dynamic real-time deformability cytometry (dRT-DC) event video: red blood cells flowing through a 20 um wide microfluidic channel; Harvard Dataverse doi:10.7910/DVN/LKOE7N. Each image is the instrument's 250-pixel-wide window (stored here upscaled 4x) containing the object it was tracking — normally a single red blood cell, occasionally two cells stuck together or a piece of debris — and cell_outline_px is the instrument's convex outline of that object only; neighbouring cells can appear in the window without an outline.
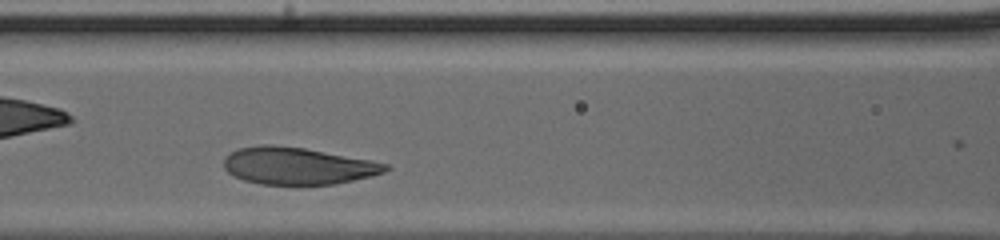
{"species": "human", "species_latin": "Homo sapiens", "temperature_condition": "cold", "stored_images_in_passage": 23, "camera_frame_rate_fps": 3000, "um_per_image_px": 0.085, "donor": {"sex": "male"}, "frame": {"image": 1, "passage_image": 6, "time_ms": 1.667, "image_size_px": [1000, 240], "cell_outline_px": [[392, 168], [384, 172], [372, 176], [332, 184], [296, 188], [260, 184], [244, 180], [228, 172], [224, 168], [224, 156], [236, 148], [260, 144], [272, 144], [304, 148], [368, 160], [388, 164]], "centroid_in_image_um": [25.25, 14.13], "position_along_channel_um": 141.4, "area_um2": 35.84}}
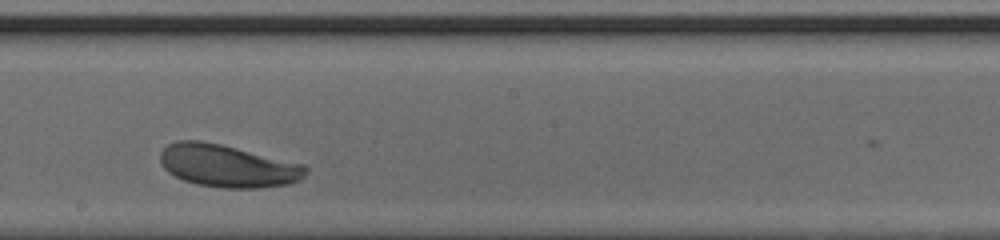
{"frame": {"image": 2, "passage_image": 12, "time_ms": 3.667, "image_size_px": [1000, 240], "cell_outline_px": [[308, 172], [300, 180], [288, 184], [260, 188], [224, 188], [196, 184], [184, 180], [168, 172], [160, 164], [160, 152], [168, 144], [176, 140], [200, 140], [220, 144], [304, 164], [308, 168]], "centroid_in_image_um": [19.34, 14.1], "position_along_channel_um": 228.9, "area_um2": 36.13}}
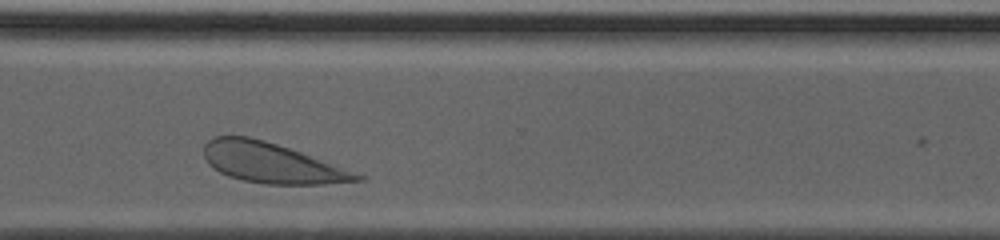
{"frame": {"image": 3, "passage_image": 20, "time_ms": 6.333, "image_size_px": [1000, 240], "cell_outline_px": [[364, 180], [324, 184], [264, 184], [244, 180], [228, 176], [220, 172], [208, 164], [204, 156], [204, 144], [212, 136], [248, 136], [264, 140], [300, 152], [364, 176]], "centroid_in_image_um": [23.01, 13.84], "position_along_channel_um": 347.6, "area_um2": 35.26}}